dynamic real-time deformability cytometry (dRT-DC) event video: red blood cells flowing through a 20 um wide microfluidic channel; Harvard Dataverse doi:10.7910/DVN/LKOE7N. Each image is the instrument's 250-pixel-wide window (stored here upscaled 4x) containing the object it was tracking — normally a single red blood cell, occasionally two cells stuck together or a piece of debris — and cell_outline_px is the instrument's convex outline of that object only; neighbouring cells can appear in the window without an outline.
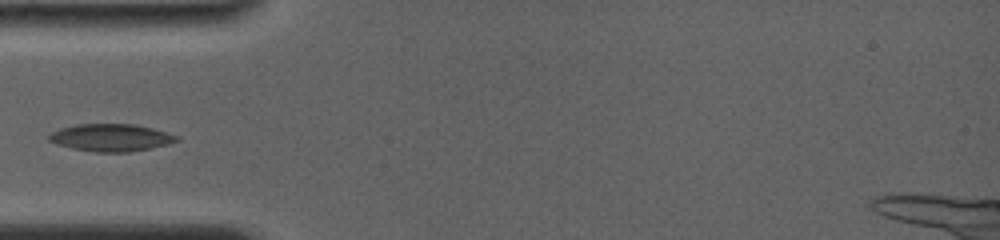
{"species": "common noctule bat (a hibernating species)", "species_latin": "Nyctalus noctula", "temperature_condition": "room temperature", "stored_images_in_passage": 2, "camera_frame_rate_fps": 4000, "um_per_image_px": 0.085, "animal": {"sex": "female", "body_mass_g": 19.0, "forearm_length_mm": 56.7}, "frame": {"image": 1, "passage_image": 1, "time_ms": 0.0, "image_size_px": [1000, 240], "cell_outline_px": [[180, 140], [148, 148], [128, 152], [96, 152], [72, 148], [48, 140], [48, 136], [52, 132], [60, 128], [76, 124], [132, 124], [152, 128], [180, 136]], "centroid_in_image_um": [9.42, 11.68], "position_along_channel_um": 75.6, "area_um2": 20.06}}
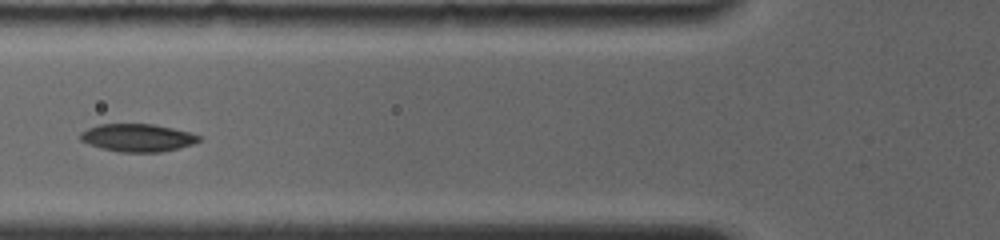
{"frame": {"image": 2, "passage_image": 2, "time_ms": 1.0, "image_size_px": [1000, 240], "cell_outline_px": [[200, 140], [192, 144], [160, 152], [120, 152], [100, 148], [88, 144], [80, 140], [80, 132], [88, 128], [100, 124], [152, 124], [172, 128], [188, 132], [200, 136]], "centroid_in_image_um": [11.64, 11.71], "position_along_channel_um": 114.2, "area_um2": 19.02}}